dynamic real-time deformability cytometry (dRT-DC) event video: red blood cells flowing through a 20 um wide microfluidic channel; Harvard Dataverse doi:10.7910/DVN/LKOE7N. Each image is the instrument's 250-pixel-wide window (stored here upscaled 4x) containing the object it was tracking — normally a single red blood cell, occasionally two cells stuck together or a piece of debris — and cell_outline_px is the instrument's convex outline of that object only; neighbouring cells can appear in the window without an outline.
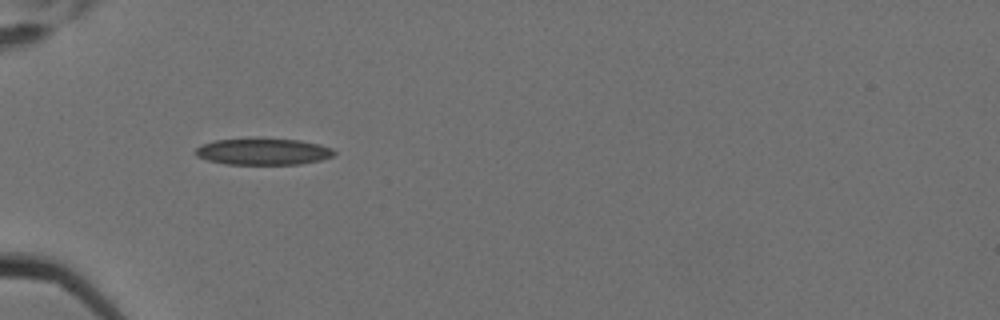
{"species": "Egyptian fruit bat (a non-hibernating species)", "species_latin": "Rousettus aegyptiacus", "temperature_condition": "cold", "stored_images_in_passage": 7, "camera_frame_rate_fps": 3000, "um_per_image_px": 0.085, "animal": {"sex": "female"}, "frame": {"image": 1, "passage_image": 5, "time_ms": 1.333, "image_size_px": [1000, 320], "cell_outline_px": [[336, 152], [332, 156], [320, 160], [300, 164], [224, 164], [208, 160], [196, 156], [196, 148], [204, 144], [216, 140], [300, 140], [320, 144], [332, 148]], "centroid_in_image_um": [22.4, 12.91], "position_along_channel_um": 62.6, "area_um2": 20.81}}
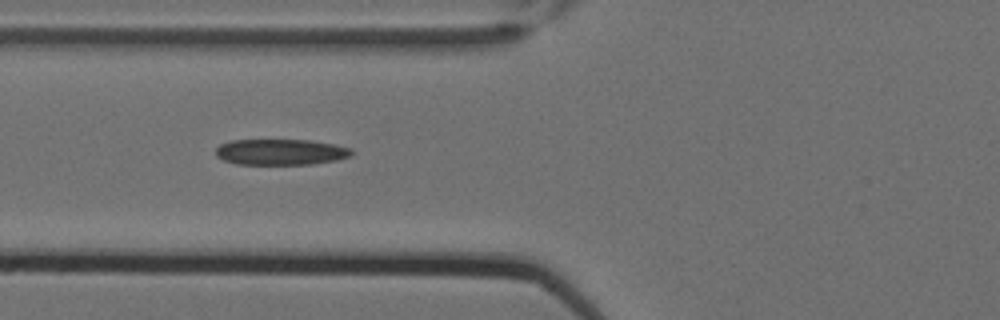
{"frame": {"image": 2, "passage_image": 6, "time_ms": 1.667, "image_size_px": [1000, 320], "cell_outline_px": [[352, 156], [336, 160], [312, 164], [236, 164], [224, 160], [216, 156], [216, 148], [220, 144], [232, 140], [312, 140], [352, 148]], "centroid_in_image_um": [23.86, 12.92], "position_along_channel_um": 101.9, "area_um2": 20.52}}
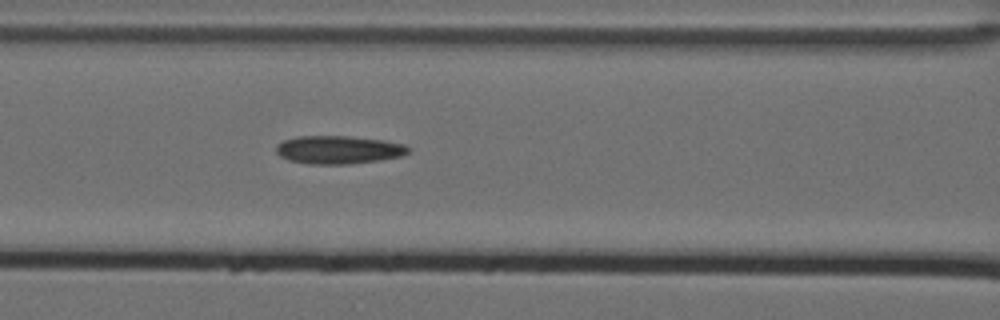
{"frame": {"image": 3, "passage_image": 7, "time_ms": 2.0, "image_size_px": [1000, 320], "cell_outline_px": [[412, 148], [408, 152], [400, 156], [376, 160], [348, 164], [308, 164], [288, 160], [280, 156], [276, 152], [276, 144], [284, 140], [296, 136], [348, 136], [384, 140], [404, 144]], "centroid_in_image_um": [28.74, 12.72], "position_along_channel_um": 137.9, "area_um2": 21.68}}